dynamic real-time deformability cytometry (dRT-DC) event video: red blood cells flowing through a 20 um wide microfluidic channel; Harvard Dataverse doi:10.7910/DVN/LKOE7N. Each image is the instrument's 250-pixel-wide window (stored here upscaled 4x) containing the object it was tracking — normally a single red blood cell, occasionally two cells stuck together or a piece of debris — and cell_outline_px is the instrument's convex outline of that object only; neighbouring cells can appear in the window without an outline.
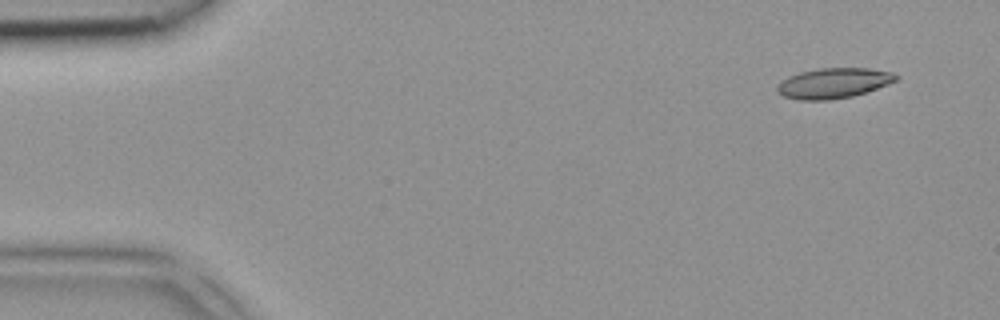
{"species": "common noctule bat (a hibernating species)", "species_latin": "Nyctalus noctula", "temperature_condition": "room temperature", "stored_images_in_passage": 4, "camera_frame_rate_fps": 3000, "um_per_image_px": 0.085, "animal": {"sex": "female", "body_mass_g": 18.4}, "frame": {"image": 1, "passage_image": 1, "time_ms": 0.0, "image_size_px": [1000, 320], "cell_outline_px": [[900, 76], [896, 80], [888, 84], [852, 96], [828, 100], [800, 100], [784, 96], [776, 92], [776, 84], [788, 76], [800, 72], [820, 68], [868, 68], [892, 72]], "centroid_in_image_um": [70.81, 7.06], "position_along_channel_um": 14.2, "area_um2": 20.92}}